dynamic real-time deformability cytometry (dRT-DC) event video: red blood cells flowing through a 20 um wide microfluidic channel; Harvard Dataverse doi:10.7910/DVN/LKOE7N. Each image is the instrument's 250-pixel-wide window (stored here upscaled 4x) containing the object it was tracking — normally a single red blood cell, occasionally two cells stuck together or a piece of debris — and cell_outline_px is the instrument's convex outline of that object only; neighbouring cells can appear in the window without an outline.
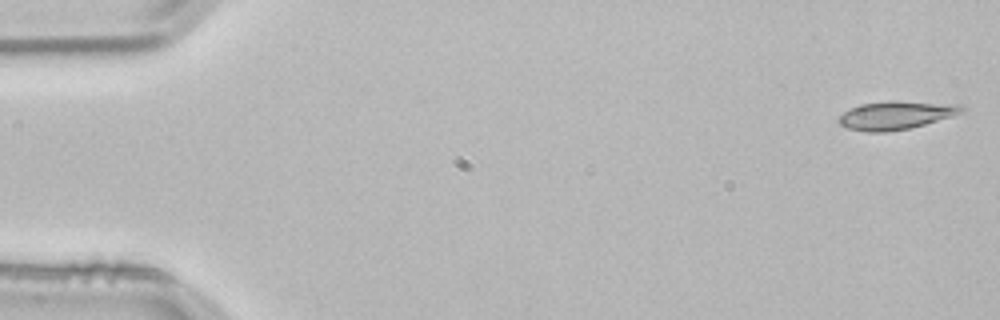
{"species": "common noctule bat (a hibernating species)", "species_latin": "Nyctalus noctula", "temperature_condition": "room temperature", "stored_images_in_passage": 52, "camera_frame_rate_fps": 3000, "um_per_image_px": 0.085, "animal": {"sex": "male", "body_mass_g": 21.5, "forearm_length_mm": 52.0}, "frame": {"image": 1, "passage_image": 1, "time_ms": 0.0, "image_size_px": [1000, 320], "cell_outline_px": [[964, 112], [952, 116], [924, 124], [908, 128], [884, 132], [864, 132], [848, 128], [840, 124], [836, 120], [844, 112], [860, 104], [892, 100], [896, 100], [964, 104]], "centroid_in_image_um": [76.18, 9.77], "position_along_channel_um": 8.8, "area_um2": 20.4}}
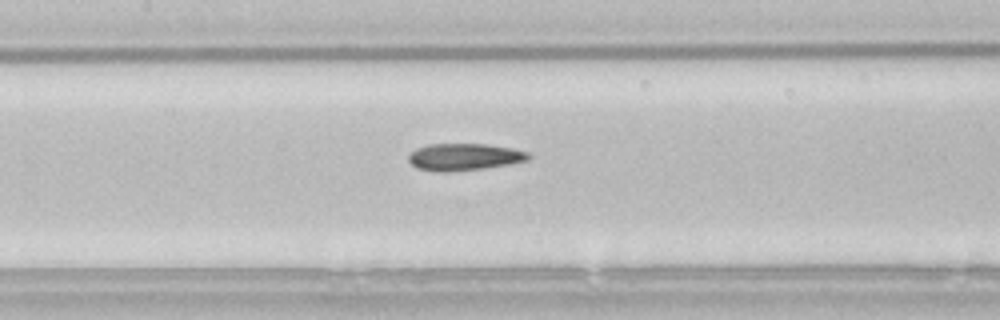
{"frame": {"image": 2, "passage_image": 24, "time_ms": 7.667, "image_size_px": [1000, 320], "cell_outline_px": [[532, 156], [528, 160], [508, 164], [484, 168], [448, 172], [436, 172], [416, 168], [408, 160], [408, 156], [416, 148], [428, 144], [488, 144], [512, 148], [528, 152]], "centroid_in_image_um": [39.45, 13.34], "position_along_channel_um": 168.0, "area_um2": 18.96}}
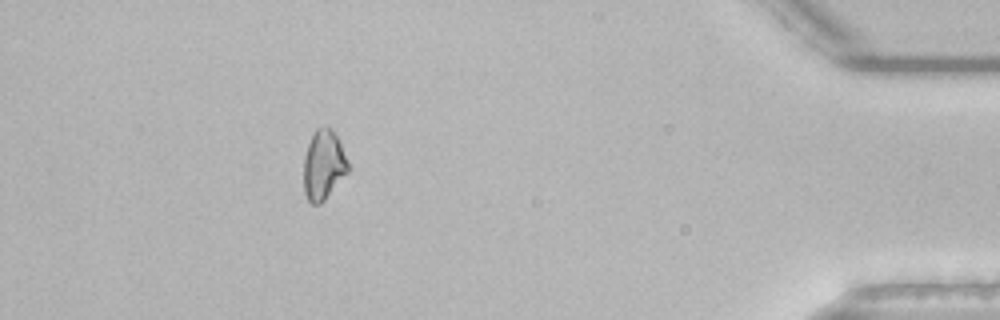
{"frame": {"image": 3, "passage_image": 47, "time_ms": 15.333, "image_size_px": [1000, 320], "cell_outline_px": [[348, 172], [324, 200], [320, 204], [312, 204], [308, 200], [304, 192], [304, 156], [308, 144], [316, 128], [332, 128], [340, 144], [348, 164]], "centroid_in_image_um": [27.48, 14.05], "position_along_channel_um": 407.7, "area_um2": 17.63}, "authors_computed_cell_mechanics": {"area_um2": 18.7561, "velocity_mm_per_s": 3.8494, "shape_relaxation_time_tau1_ms": 9.7274, "shape_relaxation_time_tau2_ms": 5.3254, "deformation_change_tau1": 0.1702, "deformation_change_tau2": 0.1145}}